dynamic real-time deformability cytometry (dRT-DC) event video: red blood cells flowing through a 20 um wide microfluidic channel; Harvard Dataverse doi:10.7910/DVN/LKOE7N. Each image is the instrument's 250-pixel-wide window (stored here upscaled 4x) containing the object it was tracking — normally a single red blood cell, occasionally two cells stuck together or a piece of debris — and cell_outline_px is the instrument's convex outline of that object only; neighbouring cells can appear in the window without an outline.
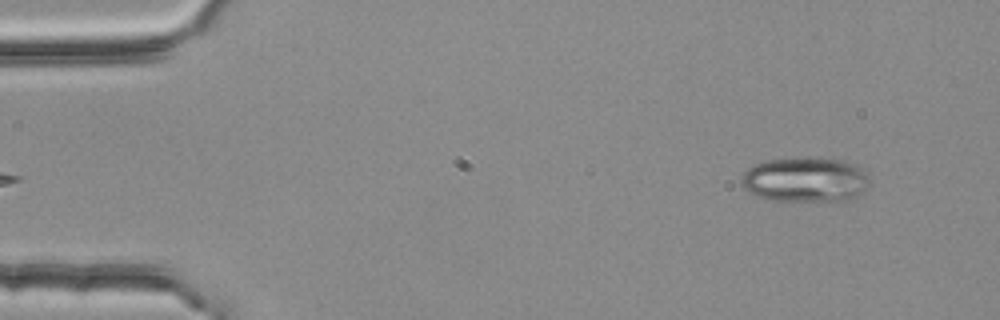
{"species": "common noctule bat (a hibernating species)", "species_latin": "Nyctalus noctula", "temperature_condition": "room temperature", "stored_images_in_passage": 4, "camera_frame_rate_fps": 3000, "um_per_image_px": 0.085, "animal": {"sex": "female", "body_mass_g": 25.1}, "frame": {"image": 1, "passage_image": 4, "time_ms": 1.0, "image_size_px": [1000, 320], "cell_outline_px": [[868, 184], [852, 200], [776, 200], [756, 196], [748, 192], [740, 184], [740, 176], [748, 168], [764, 160], [816, 156], [832, 156], [856, 164], [868, 176]], "centroid_in_image_um": [68.43, 15.22], "position_along_channel_um": 16.6, "area_um2": 33.93}}